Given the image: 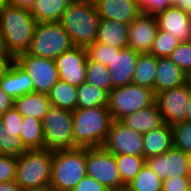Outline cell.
Segmentation results:
<instances>
[{"label":"cell","instance_id":"1","mask_svg":"<svg viewBox=\"0 0 191 191\" xmlns=\"http://www.w3.org/2000/svg\"><path fill=\"white\" fill-rule=\"evenodd\" d=\"M36 20L25 8L4 4L0 7V33L4 52L13 59L30 46Z\"/></svg>","mask_w":191,"mask_h":191},{"label":"cell","instance_id":"2","mask_svg":"<svg viewBox=\"0 0 191 191\" xmlns=\"http://www.w3.org/2000/svg\"><path fill=\"white\" fill-rule=\"evenodd\" d=\"M72 119L74 148L102 147L113 121L108 107L75 109Z\"/></svg>","mask_w":191,"mask_h":191},{"label":"cell","instance_id":"3","mask_svg":"<svg viewBox=\"0 0 191 191\" xmlns=\"http://www.w3.org/2000/svg\"><path fill=\"white\" fill-rule=\"evenodd\" d=\"M100 16L94 1L69 3L59 23L73 46L87 47L96 41Z\"/></svg>","mask_w":191,"mask_h":191},{"label":"cell","instance_id":"4","mask_svg":"<svg viewBox=\"0 0 191 191\" xmlns=\"http://www.w3.org/2000/svg\"><path fill=\"white\" fill-rule=\"evenodd\" d=\"M53 151L26 150L17 157L16 184L23 190L49 189Z\"/></svg>","mask_w":191,"mask_h":191},{"label":"cell","instance_id":"5","mask_svg":"<svg viewBox=\"0 0 191 191\" xmlns=\"http://www.w3.org/2000/svg\"><path fill=\"white\" fill-rule=\"evenodd\" d=\"M86 176V148L53 151L52 191H71Z\"/></svg>","mask_w":191,"mask_h":191},{"label":"cell","instance_id":"6","mask_svg":"<svg viewBox=\"0 0 191 191\" xmlns=\"http://www.w3.org/2000/svg\"><path fill=\"white\" fill-rule=\"evenodd\" d=\"M72 46L69 34L59 22L37 23L26 53L54 60Z\"/></svg>","mask_w":191,"mask_h":191},{"label":"cell","instance_id":"7","mask_svg":"<svg viewBox=\"0 0 191 191\" xmlns=\"http://www.w3.org/2000/svg\"><path fill=\"white\" fill-rule=\"evenodd\" d=\"M153 90L135 84L114 88L108 94V110L112 120H121L126 115L155 103Z\"/></svg>","mask_w":191,"mask_h":191},{"label":"cell","instance_id":"8","mask_svg":"<svg viewBox=\"0 0 191 191\" xmlns=\"http://www.w3.org/2000/svg\"><path fill=\"white\" fill-rule=\"evenodd\" d=\"M72 112L51 107L42 120L44 149L49 151L74 149Z\"/></svg>","mask_w":191,"mask_h":191},{"label":"cell","instance_id":"9","mask_svg":"<svg viewBox=\"0 0 191 191\" xmlns=\"http://www.w3.org/2000/svg\"><path fill=\"white\" fill-rule=\"evenodd\" d=\"M14 60L28 73L33 82V92L46 93L59 80L55 61L37 57L26 52L18 54Z\"/></svg>","mask_w":191,"mask_h":191},{"label":"cell","instance_id":"10","mask_svg":"<svg viewBox=\"0 0 191 191\" xmlns=\"http://www.w3.org/2000/svg\"><path fill=\"white\" fill-rule=\"evenodd\" d=\"M86 175L96 179L107 189L123 184L115 155L103 147L86 148Z\"/></svg>","mask_w":191,"mask_h":191},{"label":"cell","instance_id":"11","mask_svg":"<svg viewBox=\"0 0 191 191\" xmlns=\"http://www.w3.org/2000/svg\"><path fill=\"white\" fill-rule=\"evenodd\" d=\"M102 147L113 155L143 156V134L113 120Z\"/></svg>","mask_w":191,"mask_h":191},{"label":"cell","instance_id":"12","mask_svg":"<svg viewBox=\"0 0 191 191\" xmlns=\"http://www.w3.org/2000/svg\"><path fill=\"white\" fill-rule=\"evenodd\" d=\"M146 164L162 180L191 174L189 153L174 146L161 155L146 159Z\"/></svg>","mask_w":191,"mask_h":191},{"label":"cell","instance_id":"13","mask_svg":"<svg viewBox=\"0 0 191 191\" xmlns=\"http://www.w3.org/2000/svg\"><path fill=\"white\" fill-rule=\"evenodd\" d=\"M190 95L186 84L156 94L155 102L164 123L172 126L185 120Z\"/></svg>","mask_w":191,"mask_h":191},{"label":"cell","instance_id":"14","mask_svg":"<svg viewBox=\"0 0 191 191\" xmlns=\"http://www.w3.org/2000/svg\"><path fill=\"white\" fill-rule=\"evenodd\" d=\"M59 80L78 87L85 82L87 66L86 47L72 46L55 59Z\"/></svg>","mask_w":191,"mask_h":191},{"label":"cell","instance_id":"15","mask_svg":"<svg viewBox=\"0 0 191 191\" xmlns=\"http://www.w3.org/2000/svg\"><path fill=\"white\" fill-rule=\"evenodd\" d=\"M158 31L156 17L141 13L130 25L128 46L134 51L150 53Z\"/></svg>","mask_w":191,"mask_h":191},{"label":"cell","instance_id":"16","mask_svg":"<svg viewBox=\"0 0 191 191\" xmlns=\"http://www.w3.org/2000/svg\"><path fill=\"white\" fill-rule=\"evenodd\" d=\"M155 17L158 30L168 32L180 42L191 41V15L172 5Z\"/></svg>","mask_w":191,"mask_h":191},{"label":"cell","instance_id":"17","mask_svg":"<svg viewBox=\"0 0 191 191\" xmlns=\"http://www.w3.org/2000/svg\"><path fill=\"white\" fill-rule=\"evenodd\" d=\"M139 54L129 47L114 52V57L110 65L107 66L112 78V90L116 87L132 84Z\"/></svg>","mask_w":191,"mask_h":191},{"label":"cell","instance_id":"18","mask_svg":"<svg viewBox=\"0 0 191 191\" xmlns=\"http://www.w3.org/2000/svg\"><path fill=\"white\" fill-rule=\"evenodd\" d=\"M100 19L131 24L141 13L133 0H93Z\"/></svg>","mask_w":191,"mask_h":191},{"label":"cell","instance_id":"19","mask_svg":"<svg viewBox=\"0 0 191 191\" xmlns=\"http://www.w3.org/2000/svg\"><path fill=\"white\" fill-rule=\"evenodd\" d=\"M2 90L12 99L33 92V82L28 73L13 59L0 78Z\"/></svg>","mask_w":191,"mask_h":191},{"label":"cell","instance_id":"20","mask_svg":"<svg viewBox=\"0 0 191 191\" xmlns=\"http://www.w3.org/2000/svg\"><path fill=\"white\" fill-rule=\"evenodd\" d=\"M185 76V73L169 57L158 58L154 94L184 85Z\"/></svg>","mask_w":191,"mask_h":191},{"label":"cell","instance_id":"21","mask_svg":"<svg viewBox=\"0 0 191 191\" xmlns=\"http://www.w3.org/2000/svg\"><path fill=\"white\" fill-rule=\"evenodd\" d=\"M120 121L140 134H145L164 124L156 102L149 107L142 108L137 112L126 115Z\"/></svg>","mask_w":191,"mask_h":191},{"label":"cell","instance_id":"22","mask_svg":"<svg viewBox=\"0 0 191 191\" xmlns=\"http://www.w3.org/2000/svg\"><path fill=\"white\" fill-rule=\"evenodd\" d=\"M129 24L111 19H100L96 41L110 47L128 46Z\"/></svg>","mask_w":191,"mask_h":191},{"label":"cell","instance_id":"23","mask_svg":"<svg viewBox=\"0 0 191 191\" xmlns=\"http://www.w3.org/2000/svg\"><path fill=\"white\" fill-rule=\"evenodd\" d=\"M173 146V130L169 124L143 134V156L148 159L161 155Z\"/></svg>","mask_w":191,"mask_h":191},{"label":"cell","instance_id":"24","mask_svg":"<svg viewBox=\"0 0 191 191\" xmlns=\"http://www.w3.org/2000/svg\"><path fill=\"white\" fill-rule=\"evenodd\" d=\"M46 93L31 92L14 100V108L24 117L31 116L42 121L51 108Z\"/></svg>","mask_w":191,"mask_h":191},{"label":"cell","instance_id":"25","mask_svg":"<svg viewBox=\"0 0 191 191\" xmlns=\"http://www.w3.org/2000/svg\"><path fill=\"white\" fill-rule=\"evenodd\" d=\"M68 4L67 0H35L29 11L37 23L59 22Z\"/></svg>","mask_w":191,"mask_h":191},{"label":"cell","instance_id":"26","mask_svg":"<svg viewBox=\"0 0 191 191\" xmlns=\"http://www.w3.org/2000/svg\"><path fill=\"white\" fill-rule=\"evenodd\" d=\"M158 58L149 53L139 54L136 62L132 84L146 87L154 92Z\"/></svg>","mask_w":191,"mask_h":191},{"label":"cell","instance_id":"27","mask_svg":"<svg viewBox=\"0 0 191 191\" xmlns=\"http://www.w3.org/2000/svg\"><path fill=\"white\" fill-rule=\"evenodd\" d=\"M51 106L73 112L77 109V87L58 80L48 92Z\"/></svg>","mask_w":191,"mask_h":191},{"label":"cell","instance_id":"28","mask_svg":"<svg viewBox=\"0 0 191 191\" xmlns=\"http://www.w3.org/2000/svg\"><path fill=\"white\" fill-rule=\"evenodd\" d=\"M19 138L26 150L44 149L42 121L31 116H24Z\"/></svg>","mask_w":191,"mask_h":191},{"label":"cell","instance_id":"29","mask_svg":"<svg viewBox=\"0 0 191 191\" xmlns=\"http://www.w3.org/2000/svg\"><path fill=\"white\" fill-rule=\"evenodd\" d=\"M108 93L87 82L77 87V109L107 107Z\"/></svg>","mask_w":191,"mask_h":191},{"label":"cell","instance_id":"30","mask_svg":"<svg viewBox=\"0 0 191 191\" xmlns=\"http://www.w3.org/2000/svg\"><path fill=\"white\" fill-rule=\"evenodd\" d=\"M85 82L101 88L108 94L112 91V78L106 65L87 57Z\"/></svg>","mask_w":191,"mask_h":191},{"label":"cell","instance_id":"31","mask_svg":"<svg viewBox=\"0 0 191 191\" xmlns=\"http://www.w3.org/2000/svg\"><path fill=\"white\" fill-rule=\"evenodd\" d=\"M162 181L145 163L128 186L130 191H162Z\"/></svg>","mask_w":191,"mask_h":191},{"label":"cell","instance_id":"32","mask_svg":"<svg viewBox=\"0 0 191 191\" xmlns=\"http://www.w3.org/2000/svg\"><path fill=\"white\" fill-rule=\"evenodd\" d=\"M122 183H130L146 163L144 156L115 155Z\"/></svg>","mask_w":191,"mask_h":191},{"label":"cell","instance_id":"33","mask_svg":"<svg viewBox=\"0 0 191 191\" xmlns=\"http://www.w3.org/2000/svg\"><path fill=\"white\" fill-rule=\"evenodd\" d=\"M179 43L180 41L168 32L158 30L149 54L157 58L169 57Z\"/></svg>","mask_w":191,"mask_h":191},{"label":"cell","instance_id":"34","mask_svg":"<svg viewBox=\"0 0 191 191\" xmlns=\"http://www.w3.org/2000/svg\"><path fill=\"white\" fill-rule=\"evenodd\" d=\"M0 151L5 155L20 156L26 151L21 139L15 137V134L9 133L4 129V123L0 118Z\"/></svg>","mask_w":191,"mask_h":191},{"label":"cell","instance_id":"35","mask_svg":"<svg viewBox=\"0 0 191 191\" xmlns=\"http://www.w3.org/2000/svg\"><path fill=\"white\" fill-rule=\"evenodd\" d=\"M87 57L90 60L109 66L114 57V52H119L121 49L110 47L103 43L95 41L86 47Z\"/></svg>","mask_w":191,"mask_h":191},{"label":"cell","instance_id":"36","mask_svg":"<svg viewBox=\"0 0 191 191\" xmlns=\"http://www.w3.org/2000/svg\"><path fill=\"white\" fill-rule=\"evenodd\" d=\"M173 130V146L191 152V123L183 121L171 126Z\"/></svg>","mask_w":191,"mask_h":191},{"label":"cell","instance_id":"37","mask_svg":"<svg viewBox=\"0 0 191 191\" xmlns=\"http://www.w3.org/2000/svg\"><path fill=\"white\" fill-rule=\"evenodd\" d=\"M169 58L186 74L191 69V41L180 42Z\"/></svg>","mask_w":191,"mask_h":191},{"label":"cell","instance_id":"38","mask_svg":"<svg viewBox=\"0 0 191 191\" xmlns=\"http://www.w3.org/2000/svg\"><path fill=\"white\" fill-rule=\"evenodd\" d=\"M17 157L13 155H0V183L15 181Z\"/></svg>","mask_w":191,"mask_h":191},{"label":"cell","instance_id":"39","mask_svg":"<svg viewBox=\"0 0 191 191\" xmlns=\"http://www.w3.org/2000/svg\"><path fill=\"white\" fill-rule=\"evenodd\" d=\"M0 118L4 123V129L15 134V137L20 136L23 116L14 107L7 110Z\"/></svg>","mask_w":191,"mask_h":191},{"label":"cell","instance_id":"40","mask_svg":"<svg viewBox=\"0 0 191 191\" xmlns=\"http://www.w3.org/2000/svg\"><path fill=\"white\" fill-rule=\"evenodd\" d=\"M190 176L167 178L162 181V191H190Z\"/></svg>","mask_w":191,"mask_h":191},{"label":"cell","instance_id":"41","mask_svg":"<svg viewBox=\"0 0 191 191\" xmlns=\"http://www.w3.org/2000/svg\"><path fill=\"white\" fill-rule=\"evenodd\" d=\"M108 189L103 186L96 179L85 176L82 178L71 191H107Z\"/></svg>","mask_w":191,"mask_h":191},{"label":"cell","instance_id":"42","mask_svg":"<svg viewBox=\"0 0 191 191\" xmlns=\"http://www.w3.org/2000/svg\"><path fill=\"white\" fill-rule=\"evenodd\" d=\"M138 9L140 13L155 16L161 12V0H139Z\"/></svg>","mask_w":191,"mask_h":191},{"label":"cell","instance_id":"43","mask_svg":"<svg viewBox=\"0 0 191 191\" xmlns=\"http://www.w3.org/2000/svg\"><path fill=\"white\" fill-rule=\"evenodd\" d=\"M14 107V99L8 96L0 85V116Z\"/></svg>","mask_w":191,"mask_h":191},{"label":"cell","instance_id":"44","mask_svg":"<svg viewBox=\"0 0 191 191\" xmlns=\"http://www.w3.org/2000/svg\"><path fill=\"white\" fill-rule=\"evenodd\" d=\"M12 60L13 58L6 52L0 53V78L3 76Z\"/></svg>","mask_w":191,"mask_h":191},{"label":"cell","instance_id":"45","mask_svg":"<svg viewBox=\"0 0 191 191\" xmlns=\"http://www.w3.org/2000/svg\"><path fill=\"white\" fill-rule=\"evenodd\" d=\"M35 0H6V4L30 10Z\"/></svg>","mask_w":191,"mask_h":191},{"label":"cell","instance_id":"46","mask_svg":"<svg viewBox=\"0 0 191 191\" xmlns=\"http://www.w3.org/2000/svg\"><path fill=\"white\" fill-rule=\"evenodd\" d=\"M0 191H23L15 181L0 183Z\"/></svg>","mask_w":191,"mask_h":191},{"label":"cell","instance_id":"47","mask_svg":"<svg viewBox=\"0 0 191 191\" xmlns=\"http://www.w3.org/2000/svg\"><path fill=\"white\" fill-rule=\"evenodd\" d=\"M174 6L191 15V0H176Z\"/></svg>","mask_w":191,"mask_h":191},{"label":"cell","instance_id":"48","mask_svg":"<svg viewBox=\"0 0 191 191\" xmlns=\"http://www.w3.org/2000/svg\"><path fill=\"white\" fill-rule=\"evenodd\" d=\"M176 0H161V12L174 5Z\"/></svg>","mask_w":191,"mask_h":191},{"label":"cell","instance_id":"49","mask_svg":"<svg viewBox=\"0 0 191 191\" xmlns=\"http://www.w3.org/2000/svg\"><path fill=\"white\" fill-rule=\"evenodd\" d=\"M107 191H130V188L128 184H122L113 188H109Z\"/></svg>","mask_w":191,"mask_h":191},{"label":"cell","instance_id":"50","mask_svg":"<svg viewBox=\"0 0 191 191\" xmlns=\"http://www.w3.org/2000/svg\"><path fill=\"white\" fill-rule=\"evenodd\" d=\"M184 121L191 123V95L189 97L187 113Z\"/></svg>","mask_w":191,"mask_h":191},{"label":"cell","instance_id":"51","mask_svg":"<svg viewBox=\"0 0 191 191\" xmlns=\"http://www.w3.org/2000/svg\"><path fill=\"white\" fill-rule=\"evenodd\" d=\"M185 84L188 86V88L191 90V69L185 74Z\"/></svg>","mask_w":191,"mask_h":191},{"label":"cell","instance_id":"52","mask_svg":"<svg viewBox=\"0 0 191 191\" xmlns=\"http://www.w3.org/2000/svg\"><path fill=\"white\" fill-rule=\"evenodd\" d=\"M68 3H82L87 1H93V0H67Z\"/></svg>","mask_w":191,"mask_h":191},{"label":"cell","instance_id":"53","mask_svg":"<svg viewBox=\"0 0 191 191\" xmlns=\"http://www.w3.org/2000/svg\"><path fill=\"white\" fill-rule=\"evenodd\" d=\"M23 191H50V189H32V190H23Z\"/></svg>","mask_w":191,"mask_h":191},{"label":"cell","instance_id":"54","mask_svg":"<svg viewBox=\"0 0 191 191\" xmlns=\"http://www.w3.org/2000/svg\"><path fill=\"white\" fill-rule=\"evenodd\" d=\"M4 52V49L2 47V40H1V33H0V53Z\"/></svg>","mask_w":191,"mask_h":191},{"label":"cell","instance_id":"55","mask_svg":"<svg viewBox=\"0 0 191 191\" xmlns=\"http://www.w3.org/2000/svg\"><path fill=\"white\" fill-rule=\"evenodd\" d=\"M4 4H6V0H0V7H2Z\"/></svg>","mask_w":191,"mask_h":191}]
</instances>
